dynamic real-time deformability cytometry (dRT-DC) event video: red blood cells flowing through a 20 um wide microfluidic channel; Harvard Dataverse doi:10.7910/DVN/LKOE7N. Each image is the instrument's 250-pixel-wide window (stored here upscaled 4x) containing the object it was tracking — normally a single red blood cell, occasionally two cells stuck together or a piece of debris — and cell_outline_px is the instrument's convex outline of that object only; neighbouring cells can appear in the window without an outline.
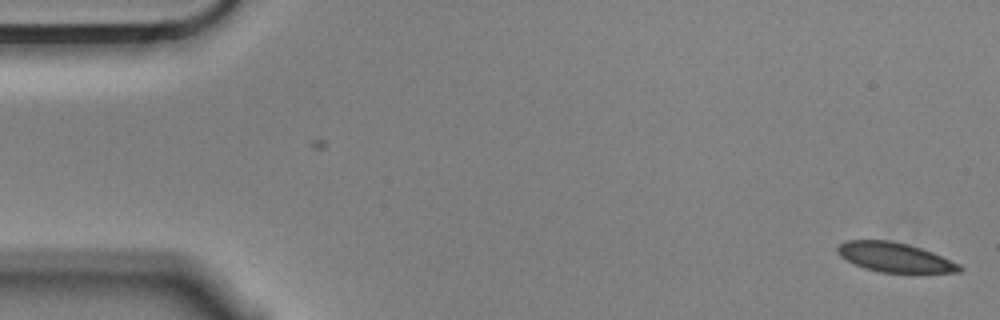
{"species": "Egyptian fruit bat (a non-hibernating species)", "species_latin": "Rousettus aegyptiacus", "temperature_condition": "cold", "stored_images_in_passage": 2, "camera_frame_rate_fps": 3000, "um_per_image_px": 0.085, "animal": {"sex": "male"}, "frame": {"image": 1, "passage_image": 2, "time_ms": 0.333, "image_size_px": [1000, 320], "cell_outline_px": [[964, 268], [960, 272], [880, 272], [864, 268], [840, 256], [836, 252], [836, 248], [840, 244], [848, 240], [888, 240], [908, 244], [932, 252], [960, 264]], "centroid_in_image_um": [76.05, 21.86], "position_along_channel_um": 9.0, "area_um2": 20.69}}